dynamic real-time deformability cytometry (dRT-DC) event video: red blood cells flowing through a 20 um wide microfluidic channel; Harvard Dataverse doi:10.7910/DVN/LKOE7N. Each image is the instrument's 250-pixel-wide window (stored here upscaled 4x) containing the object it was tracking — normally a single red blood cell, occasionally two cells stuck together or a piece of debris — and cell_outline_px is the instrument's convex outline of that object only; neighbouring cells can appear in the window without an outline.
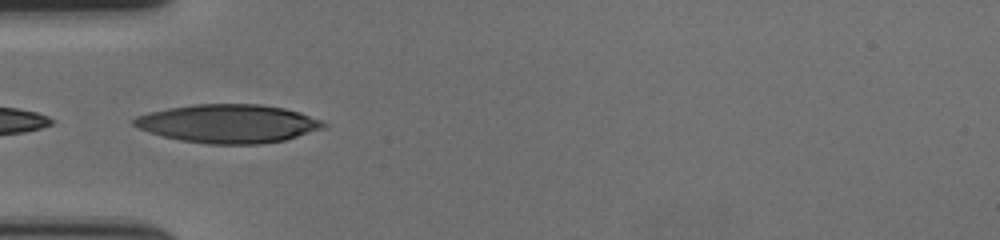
{"species": "human", "species_latin": "Homo sapiens", "temperature_condition": "cold", "stored_images_in_passage": 11, "camera_frame_rate_fps": 3000, "um_per_image_px": 0.085, "donor": {"sex": "female"}, "frame": {"image": 1, "passage_image": 1, "time_ms": 0.0, "image_size_px": [1000, 240], "cell_outline_px": [[328, 124], [324, 128], [284, 140], [264, 144], [208, 144], [180, 140], [164, 136], [140, 128], [132, 124], [132, 120], [136, 116], [148, 112], [168, 108], [196, 104], [260, 104], [284, 108], [300, 112], [320, 120]], "centroid_in_image_um": [19.42, 10.5], "position_along_channel_um": 65.6, "area_um2": 42.37}}
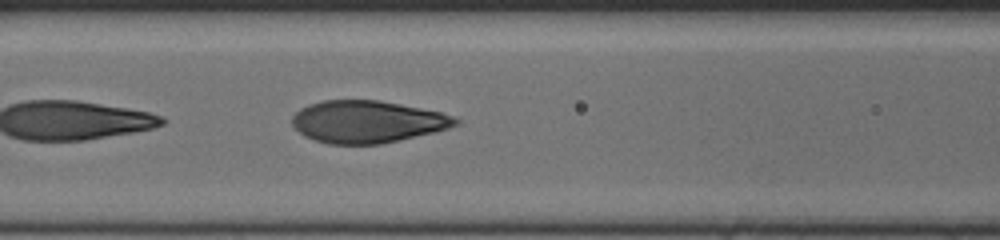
{"frame": {"image": 2, "passage_image": 7, "time_ms": 2.0, "image_size_px": [1000, 240], "cell_outline_px": [[460, 124], [448, 128], [432, 132], [380, 144], [328, 144], [304, 136], [292, 124], [292, 116], [300, 108], [308, 104], [324, 100], [380, 100], [440, 112], [452, 116], [460, 120]], "centroid_in_image_um": [31.19, 10.34], "position_along_channel_um": 135.4, "area_um2": 39.94}}
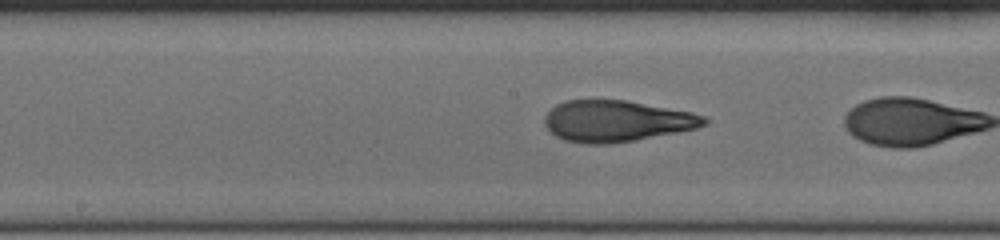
{"frame": {"image": 3, "passage_image": 10, "time_ms": 3.0, "image_size_px": [1000, 240], "cell_outline_px": [[708, 124], [696, 128], [676, 132], [632, 140], [608, 144], [584, 144], [564, 140], [548, 132], [544, 124], [544, 116], [556, 104], [564, 100], [628, 100], [692, 112], [704, 116], [708, 120]], "centroid_in_image_um": [52.37, 10.28], "position_along_channel_um": 195.8, "area_um2": 38.49}}